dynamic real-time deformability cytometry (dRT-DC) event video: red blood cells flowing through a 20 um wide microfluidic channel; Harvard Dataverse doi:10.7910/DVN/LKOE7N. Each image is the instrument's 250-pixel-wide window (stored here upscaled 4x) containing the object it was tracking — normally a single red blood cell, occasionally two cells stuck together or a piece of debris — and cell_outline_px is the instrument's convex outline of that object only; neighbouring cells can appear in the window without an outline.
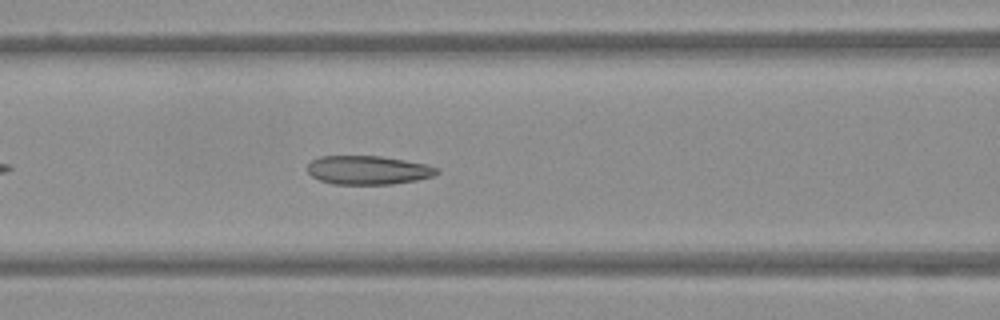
{"species": "Egyptian fruit bat (a non-hibernating species)", "species_latin": "Rousettus aegyptiacus", "temperature_condition": "warm", "stored_images_in_passage": 41, "camera_frame_rate_fps": 3000, "um_per_image_px": 0.085, "frame": {"image": 1, "passage_image": 10, "time_ms": 3.0, "image_size_px": [1000, 320], "cell_outline_px": [[440, 172], [432, 176], [416, 180], [392, 184], [332, 184], [320, 180], [312, 176], [308, 172], [308, 164], [312, 160], [320, 156], [380, 156], [428, 164], [440, 168]], "centroid_in_image_um": [31.31, 14.45], "position_along_channel_um": 135.3, "area_um2": 21.73}}
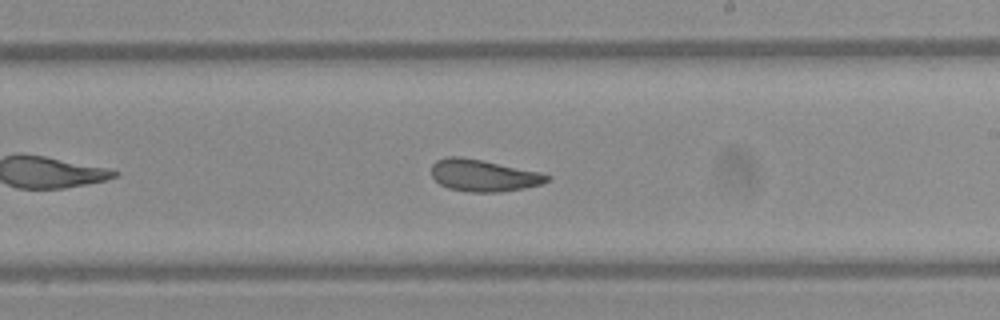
{"frame": {"image": 2, "passage_image": 19, "time_ms": 6.0, "image_size_px": [1000, 320], "cell_outline_px": [[548, 180], [544, 184], [524, 188], [500, 192], [468, 192], [448, 188], [440, 184], [432, 176], [432, 164], [436, 160], [448, 156], [460, 156], [540, 172], [548, 176]], "centroid_in_image_um": [41.07, 14.92], "position_along_channel_um": 247.9, "area_um2": 21.33}}
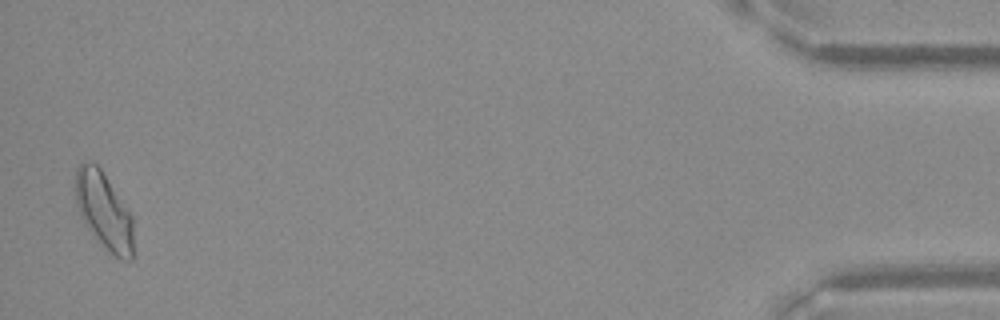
{"frame": {"image": 3, "passage_image": 40, "time_ms": 13.0, "image_size_px": [1000, 320], "cell_outline_px": [[132, 260], [120, 260], [112, 256], [84, 224], [80, 216], [76, 204], [76, 168], [80, 164], [96, 164], [100, 168], [132, 216]], "centroid_in_image_um": [8.83, 17.98], "position_along_channel_um": 426.4, "area_um2": 25.49}}